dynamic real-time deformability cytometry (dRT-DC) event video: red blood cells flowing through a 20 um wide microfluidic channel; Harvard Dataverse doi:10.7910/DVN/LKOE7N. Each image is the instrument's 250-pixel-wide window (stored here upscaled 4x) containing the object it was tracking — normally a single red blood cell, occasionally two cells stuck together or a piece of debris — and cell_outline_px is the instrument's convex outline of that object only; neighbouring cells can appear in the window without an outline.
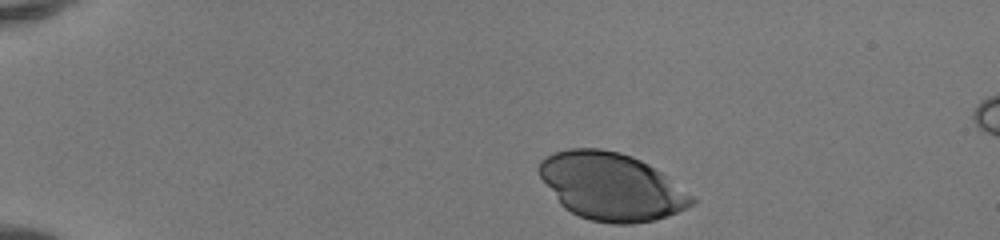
{"species": "human", "species_latin": "Homo sapiens", "temperature_condition": "room temperature", "stored_images_in_passage": 36, "camera_frame_rate_fps": 3000, "um_per_image_px": 0.085, "donor": {"sex": "female"}, "frame": {"image": 1, "passage_image": 1, "time_ms": 0.0, "image_size_px": [1000, 240], "cell_outline_px": [[696, 204], [656, 220], [632, 224], [612, 224], [592, 220], [580, 216], [564, 208], [560, 204], [540, 176], [536, 168], [540, 160], [544, 156], [568, 148], [600, 148], [620, 152], [632, 156], [648, 164], [660, 172], [692, 196], [696, 200]], "centroid_in_image_um": [51.93, 15.84], "position_along_channel_um": 33.1, "area_um2": 59.77}}